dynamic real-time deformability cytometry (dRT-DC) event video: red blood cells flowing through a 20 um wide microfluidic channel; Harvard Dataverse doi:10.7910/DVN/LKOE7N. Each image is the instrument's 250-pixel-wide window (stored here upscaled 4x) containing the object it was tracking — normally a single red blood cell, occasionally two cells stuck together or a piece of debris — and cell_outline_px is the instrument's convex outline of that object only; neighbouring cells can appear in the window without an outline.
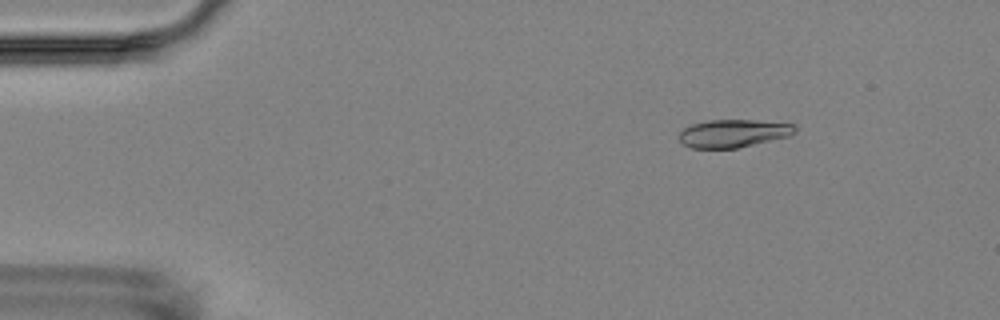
{"species": "Egyptian fruit bat (a non-hibernating species)", "species_latin": "Rousettus aegyptiacus", "temperature_condition": "room temperature", "stored_images_in_passage": 8, "camera_frame_rate_fps": 3000, "um_per_image_px": 0.085, "animal": {"sex": "female"}, "frame": {"image": 1, "passage_image": 2, "time_ms": 1.333, "image_size_px": [1000, 320], "cell_outline_px": [[796, 132], [788, 136], [736, 148], [692, 148], [684, 144], [680, 140], [680, 132], [684, 128], [692, 124], [708, 120], [756, 120], [796, 124]], "centroid_in_image_um": [62.35, 11.32], "position_along_channel_um": 22.7, "area_um2": 18.67}}
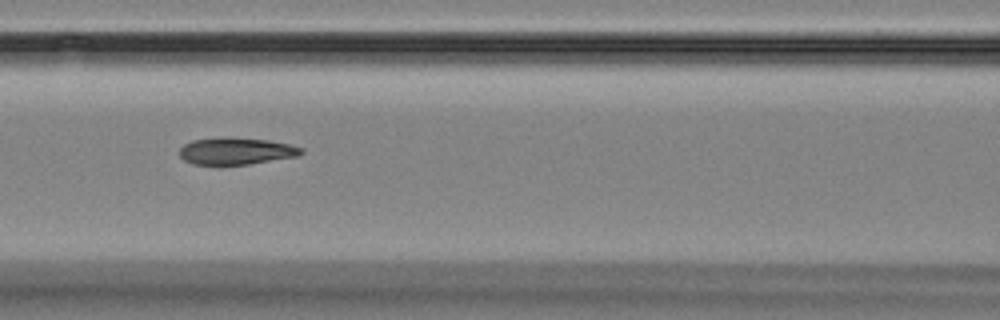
{"frame": {"image": 2, "passage_image": 7, "time_ms": 7.0, "image_size_px": [1000, 320], "cell_outline_px": [[304, 152], [300, 156], [248, 164], [192, 164], [184, 160], [180, 156], [180, 148], [184, 144], [192, 140], [268, 140], [288, 144], [304, 148]], "centroid_in_image_um": [20.13, 12.89], "position_along_channel_um": 146.5, "area_um2": 18.15}}
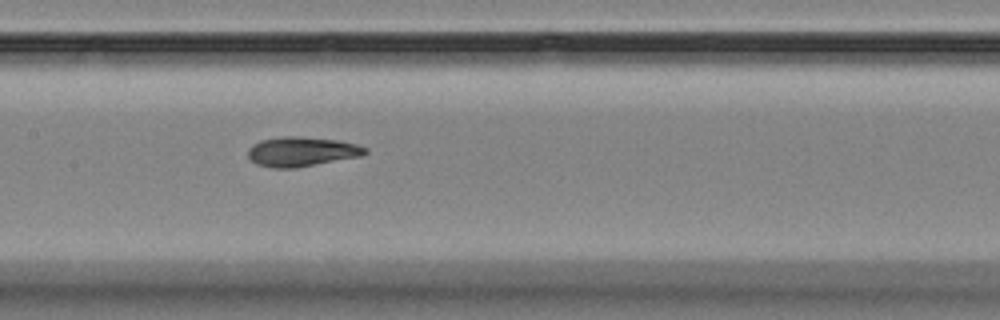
{"frame": {"image": 3, "passage_image": 8, "time_ms": 8.0, "image_size_px": [1000, 320], "cell_outline_px": [[368, 152], [360, 156], [292, 168], [276, 168], [256, 164], [248, 156], [248, 148], [252, 144], [260, 140], [284, 136], [300, 136], [336, 140], [356, 144], [368, 148]], "centroid_in_image_um": [25.61, 12.87], "position_along_channel_um": 181.8, "area_um2": 20.0}}